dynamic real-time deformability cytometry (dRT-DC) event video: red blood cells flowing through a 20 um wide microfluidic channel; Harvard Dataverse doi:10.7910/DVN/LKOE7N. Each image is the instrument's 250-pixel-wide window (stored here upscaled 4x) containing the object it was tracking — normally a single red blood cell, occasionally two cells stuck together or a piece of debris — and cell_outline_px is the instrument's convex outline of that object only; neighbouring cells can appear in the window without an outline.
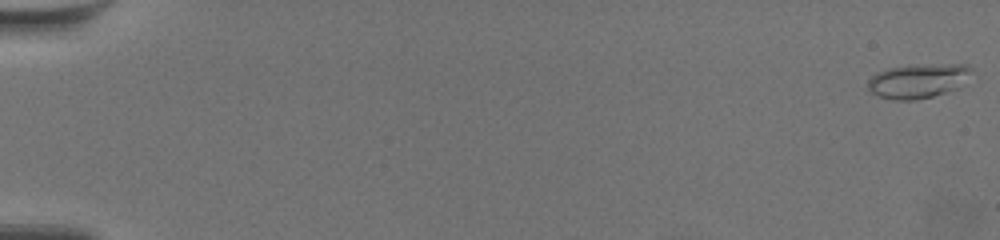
{"species": "common noctule bat (a hibernating species)", "species_latin": "Nyctalus noctula", "temperature_condition": "warm", "stored_images_in_passage": 61, "camera_frame_rate_fps": 3000, "um_per_image_px": 0.085, "animal": {"sex": "female", "body_mass_g": 19.5, "forearm_length_mm": 54.1}, "frame": {"image": 1, "passage_image": 1, "time_ms": 0.0, "image_size_px": [1000, 240], "cell_outline_px": [[972, 68], [956, 88], [932, 96], [916, 100], [892, 100], [880, 96], [872, 92], [868, 88], [868, 80], [876, 72], [888, 68], [916, 64], [968, 64]], "centroid_in_image_um": [77.96, 6.86], "position_along_channel_um": 7.0, "area_um2": 20.4}}
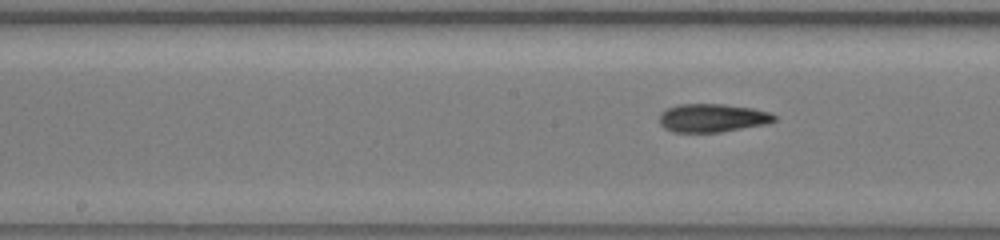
{"frame": {"image": 2, "passage_image": 33, "time_ms": 10.667, "image_size_px": [1000, 240], "cell_outline_px": [[776, 120], [768, 124], [720, 132], [672, 132], [664, 128], [660, 124], [660, 112], [676, 104], [724, 104], [752, 108], [768, 112], [776, 116]], "centroid_in_image_um": [60.54, 10.02], "position_along_channel_um": 187.7, "area_um2": 19.07}}
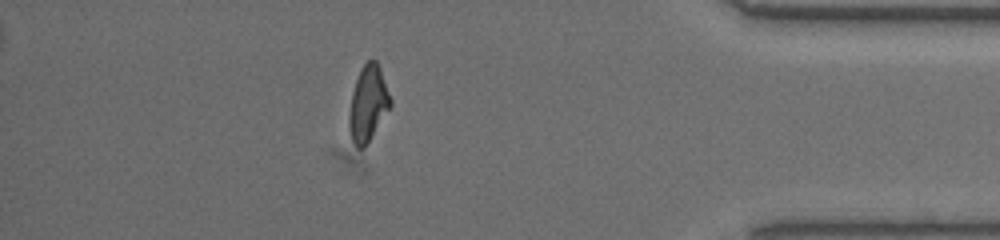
{"frame": {"image": 3, "passage_image": 54, "time_ms": 17.667, "image_size_px": [1000, 240], "cell_outline_px": [[392, 104], [364, 148], [356, 148], [352, 140], [348, 124], [348, 116], [352, 92], [360, 68], [368, 60], [376, 60], [380, 68], [392, 100]], "centroid_in_image_um": [31.27, 8.8], "position_along_channel_um": 403.9, "area_um2": 18.09}, "authors_computed_cell_mechanics": {"area_um2": 18.2648, "velocity_mm_per_s": 3.5618, "shape_relaxation_time_tau1_ms": 10.4545, "shape_relaxation_time_tau2_ms": 2.8125, "deformation_change_tau1": 0.2815, "deformation_change_tau2": 0.1124}}